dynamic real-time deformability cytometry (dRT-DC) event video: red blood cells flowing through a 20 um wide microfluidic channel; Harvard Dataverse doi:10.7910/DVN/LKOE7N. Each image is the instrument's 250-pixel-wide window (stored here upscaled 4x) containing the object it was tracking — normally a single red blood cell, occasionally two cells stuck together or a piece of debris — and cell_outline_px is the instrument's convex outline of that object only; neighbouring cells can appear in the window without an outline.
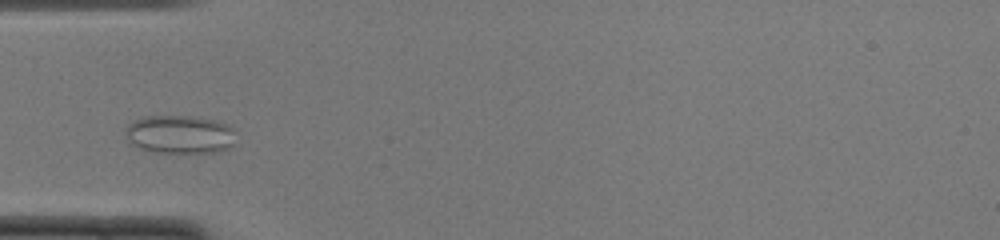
{"species": "common noctule bat (a hibernating species)", "species_latin": "Nyctalus noctula", "temperature_condition": "cold", "stored_images_in_passage": 42, "camera_frame_rate_fps": 3000, "um_per_image_px": 0.085, "animal": {"sex": "female", "body_mass_g": 22.0, "forearm_length_mm": 56.7}, "frame": {"image": 1, "passage_image": 7, "time_ms": 2.0, "image_size_px": [1000, 240], "cell_outline_px": [[232, 148], [220, 152], [156, 152], [140, 148], [132, 144], [124, 136], [128, 124], [144, 116], [184, 116], [216, 120], [232, 128]], "centroid_in_image_um": [15.25, 11.43], "position_along_channel_um": 69.8, "area_um2": 24.39}}
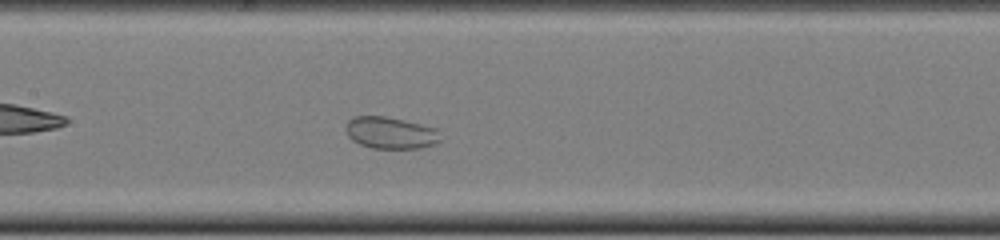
{"frame": {"image": 2, "passage_image": 15, "time_ms": 4.667, "image_size_px": [1000, 240], "cell_outline_px": [[440, 140], [432, 144], [420, 148], [372, 148], [360, 144], [352, 140], [348, 136], [348, 120], [356, 116], [384, 116], [404, 120], [436, 128]], "centroid_in_image_um": [33.19, 11.29], "position_along_channel_um": 174.2, "area_um2": 17.17}}
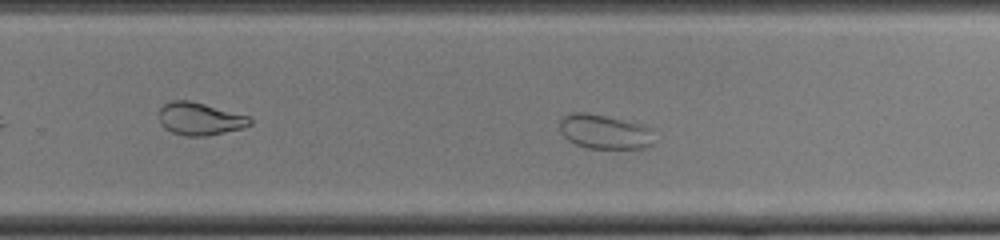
{"frame": {"image": 3, "passage_image": 23, "time_ms": 7.333, "image_size_px": [1000, 240], "cell_outline_px": [[652, 144], [648, 148], [588, 148], [576, 144], [568, 140], [560, 132], [560, 120], [564, 116], [572, 112], [588, 112], [640, 124], [652, 128]], "centroid_in_image_um": [51.37, 11.19], "position_along_channel_um": 278.4, "area_um2": 18.9}}